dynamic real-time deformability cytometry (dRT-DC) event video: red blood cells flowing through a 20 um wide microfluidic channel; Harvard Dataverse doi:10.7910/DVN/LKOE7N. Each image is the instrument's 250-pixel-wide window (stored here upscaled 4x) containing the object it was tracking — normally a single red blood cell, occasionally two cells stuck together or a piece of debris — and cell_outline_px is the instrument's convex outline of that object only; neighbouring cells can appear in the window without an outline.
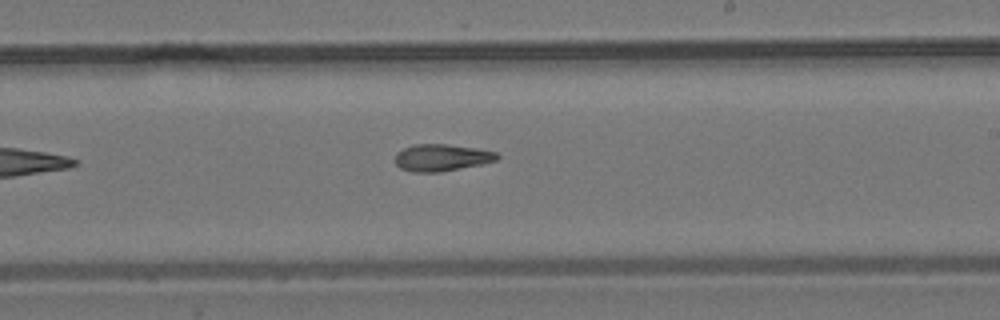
{"species": "common noctule bat (a hibernating species)", "species_latin": "Nyctalus noctula", "temperature_condition": "room temperature", "stored_images_in_passage": 8, "camera_frame_rate_fps": 3000, "um_per_image_px": 0.085, "animal": {"sex": "male", "body_mass_g": 19.2, "forearm_length_mm": 51.8}, "frame": {"image": 1, "passage_image": 8, "time_ms": 8.333, "image_size_px": [1000, 320], "cell_outline_px": [[500, 156], [496, 160], [480, 164], [440, 172], [412, 172], [400, 168], [396, 164], [396, 152], [404, 148], [416, 144], [444, 144], [476, 148], [496, 152]], "centroid_in_image_um": [37.52, 13.4], "position_along_channel_um": 251.5, "area_um2": 15.84}}